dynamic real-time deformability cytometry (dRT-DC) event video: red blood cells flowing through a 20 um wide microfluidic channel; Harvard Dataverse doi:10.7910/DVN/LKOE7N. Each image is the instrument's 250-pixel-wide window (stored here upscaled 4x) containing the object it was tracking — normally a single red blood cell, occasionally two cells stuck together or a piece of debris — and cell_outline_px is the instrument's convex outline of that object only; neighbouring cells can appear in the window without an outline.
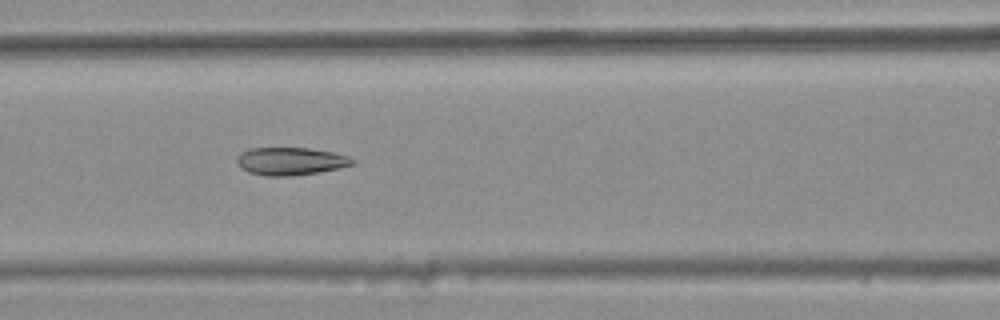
{"species": "common noctule bat (a hibernating species)", "species_latin": "Nyctalus noctula", "temperature_condition": "warm", "stored_images_in_passage": 9, "camera_frame_rate_fps": 3000, "um_per_image_px": 0.085, "animal": {"sex": "female", "body_mass_g": 25.1}, "frame": {"image": 1, "passage_image": 6, "time_ms": 1.667, "image_size_px": [1000, 320], "cell_outline_px": [[356, 160], [352, 164], [340, 168], [292, 176], [264, 176], [248, 172], [240, 168], [236, 160], [240, 152], [248, 148], [308, 148], [332, 152], [348, 156]], "centroid_in_image_um": [24.65, 13.7], "position_along_channel_um": 141.9, "area_um2": 18.73}}
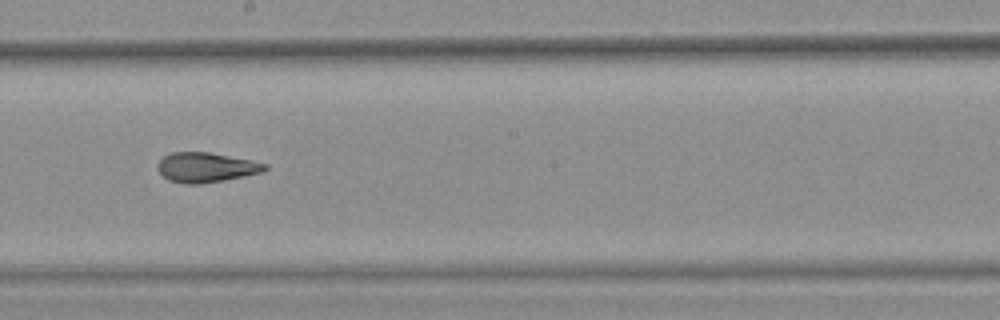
{"frame": {"image": 2, "passage_image": 8, "time_ms": 2.333, "image_size_px": [1000, 320], "cell_outline_px": [[268, 168], [264, 172], [224, 180], [200, 184], [184, 184], [168, 180], [156, 168], [156, 164], [164, 156], [172, 152], [208, 152], [268, 164]], "centroid_in_image_um": [17.49, 14.24], "position_along_channel_um": 230.7, "area_um2": 18.55}}
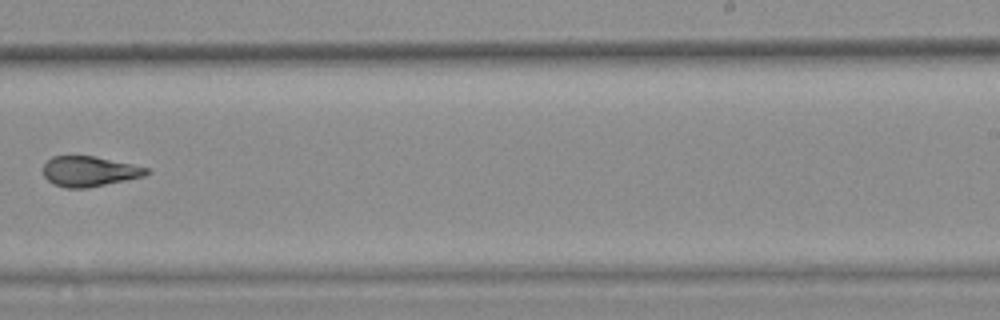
{"frame": {"image": 3, "passage_image": 9, "time_ms": 2.667, "image_size_px": [1000, 320], "cell_outline_px": [[152, 172], [144, 176], [88, 188], [64, 188], [52, 184], [44, 176], [44, 164], [52, 156], [96, 156], [132, 164], [148, 168]], "centroid_in_image_um": [7.6, 14.57], "position_along_channel_um": 281.4, "area_um2": 18.26}}